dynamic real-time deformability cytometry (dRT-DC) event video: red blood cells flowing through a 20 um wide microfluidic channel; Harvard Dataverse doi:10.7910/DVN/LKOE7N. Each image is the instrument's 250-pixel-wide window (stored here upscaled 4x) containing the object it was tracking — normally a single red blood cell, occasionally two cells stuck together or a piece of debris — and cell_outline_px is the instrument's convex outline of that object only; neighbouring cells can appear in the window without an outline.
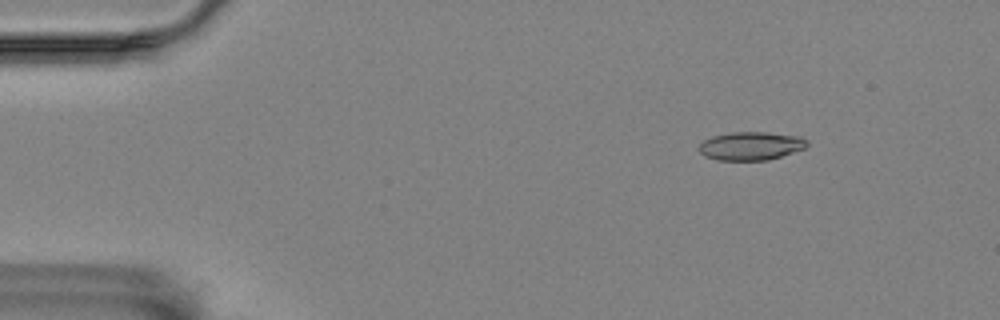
{"species": "Egyptian fruit bat (a non-hibernating species)", "species_latin": "Rousettus aegyptiacus", "temperature_condition": "room temperature", "stored_images_in_passage": 5, "camera_frame_rate_fps": 3000, "um_per_image_px": 0.085, "animal": {"sex": "female"}, "frame": {"image": 1, "passage_image": 3, "time_ms": 2.333, "image_size_px": [1000, 320], "cell_outline_px": [[808, 144], [804, 148], [768, 160], [716, 160], [704, 156], [700, 152], [700, 144], [704, 140], [712, 136], [732, 132], [764, 132], [800, 136], [808, 140]], "centroid_in_image_um": [63.82, 12.4], "position_along_channel_um": 21.2, "area_um2": 17.74}}